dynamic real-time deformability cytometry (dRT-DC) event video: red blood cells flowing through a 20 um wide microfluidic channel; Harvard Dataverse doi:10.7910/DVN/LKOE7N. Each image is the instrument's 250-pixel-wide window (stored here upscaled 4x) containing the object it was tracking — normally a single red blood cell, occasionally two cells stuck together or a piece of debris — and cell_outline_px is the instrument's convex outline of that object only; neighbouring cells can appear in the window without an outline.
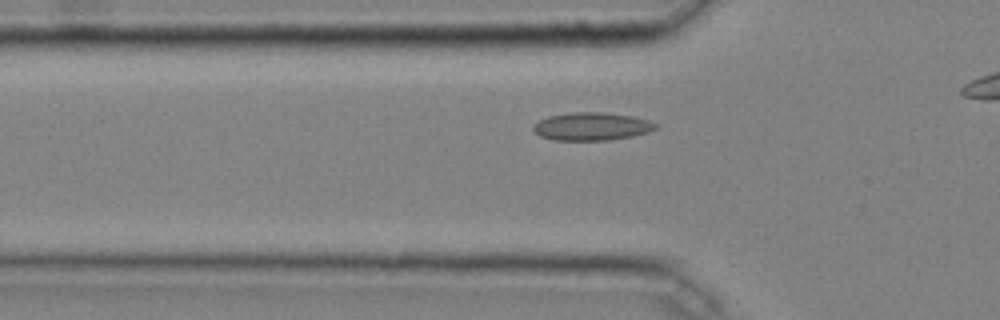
{"species": "common noctule bat (a hibernating species)", "species_latin": "Nyctalus noctula", "temperature_condition": "cold", "stored_images_in_passage": 17, "camera_frame_rate_fps": 3000, "um_per_image_px": 0.085, "animal": {"sex": "male", "body_mass_g": 20.4}, "frame": {"image": 1, "passage_image": 2, "time_ms": 0.333, "image_size_px": [1000, 320], "cell_outline_px": [[660, 128], [648, 132], [632, 136], [612, 140], [552, 140], [540, 136], [532, 128], [540, 120], [548, 116], [572, 112], [604, 112], [632, 116], [648, 120], [660, 124]], "centroid_in_image_um": [50.36, 10.75], "position_along_channel_um": 75.4, "area_um2": 20.06}}
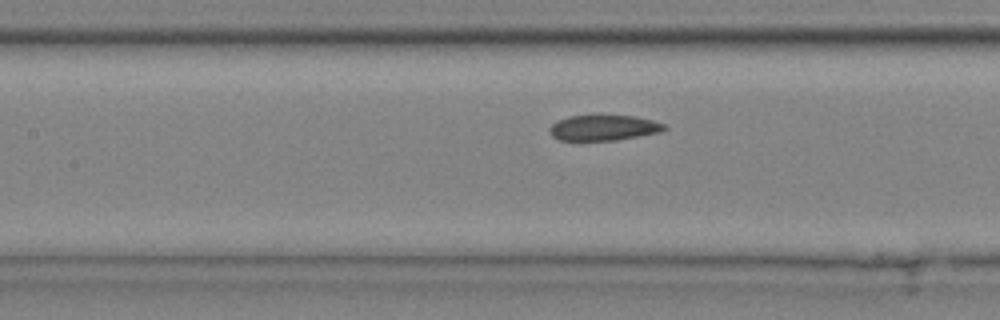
{"frame": {"image": 2, "passage_image": 8, "time_ms": 2.333, "image_size_px": [1000, 320], "cell_outline_px": [[668, 128], [660, 132], [640, 136], [616, 140], [560, 140], [552, 136], [548, 128], [556, 120], [568, 116], [636, 116], [652, 120], [664, 124]], "centroid_in_image_um": [51.3, 10.86], "position_along_channel_um": 156.1, "area_um2": 16.99}}
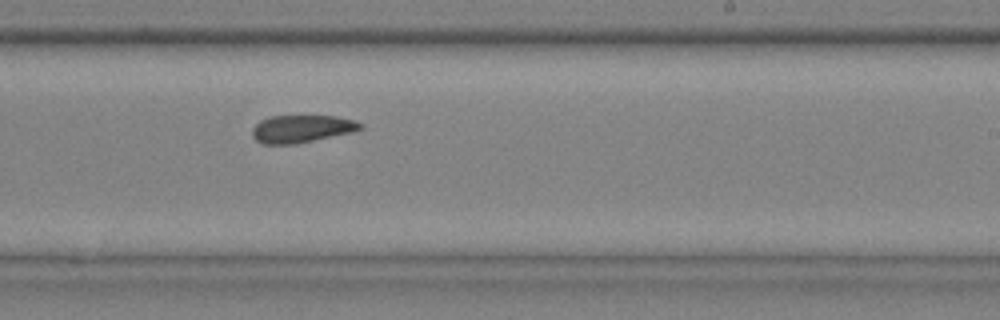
{"frame": {"image": 3, "passage_image": 16, "time_ms": 5.0, "image_size_px": [1000, 320], "cell_outline_px": [[364, 128], [352, 132], [292, 144], [264, 144], [256, 140], [252, 136], [252, 128], [260, 120], [272, 116], [300, 112], [336, 116], [352, 120], [360, 124]], "centroid_in_image_um": [25.6, 10.88], "position_along_channel_um": 263.4, "area_um2": 17.98}}